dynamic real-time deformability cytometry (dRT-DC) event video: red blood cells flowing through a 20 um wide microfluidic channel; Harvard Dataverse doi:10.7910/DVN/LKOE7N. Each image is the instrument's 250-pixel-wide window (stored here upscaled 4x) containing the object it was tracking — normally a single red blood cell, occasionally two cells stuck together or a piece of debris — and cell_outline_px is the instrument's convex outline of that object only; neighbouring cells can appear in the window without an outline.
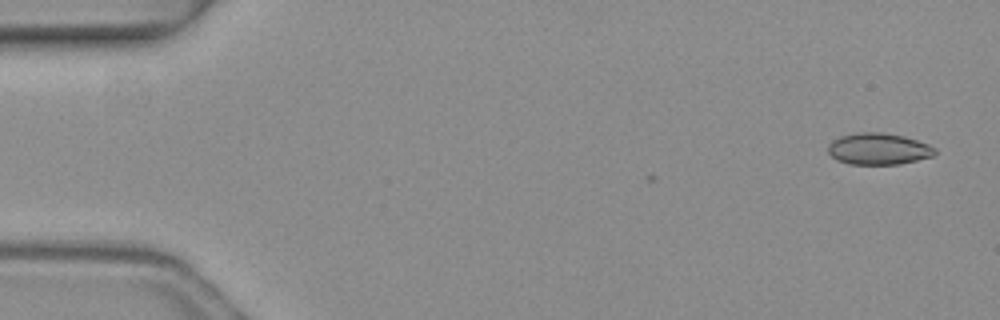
{"species": "common noctule bat (a hibernating species)", "species_latin": "Nyctalus noctula", "temperature_condition": "warm", "stored_images_in_passage": 5, "camera_frame_rate_fps": 3000, "um_per_image_px": 0.085, "animal": {"sex": "female", "body_mass_g": 19.3, "forearm_length_mm": 54.1}, "frame": {"image": 1, "passage_image": 1, "time_ms": 0.0, "image_size_px": [1000, 320], "cell_outline_px": [[936, 152], [932, 156], [900, 164], [848, 164], [836, 160], [828, 152], [828, 144], [832, 140], [840, 136], [856, 132], [884, 132], [904, 136], [928, 144], [936, 148]], "centroid_in_image_um": [74.64, 12.65], "position_along_channel_um": 10.4, "area_um2": 19.77}}
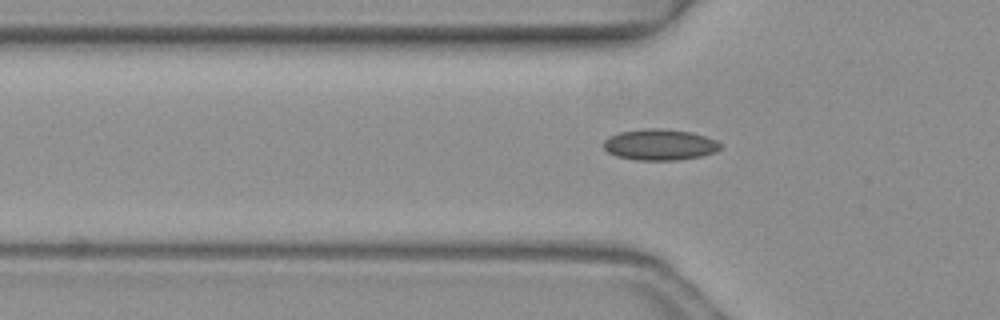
{"frame": {"image": 2, "passage_image": 4, "time_ms": 1.0, "image_size_px": [1000, 320], "cell_outline_px": [[720, 148], [716, 152], [700, 156], [676, 160], [636, 160], [616, 156], [608, 152], [604, 148], [604, 140], [608, 136], [620, 132], [644, 128], [660, 128], [692, 132], [716, 140], [720, 144]], "centroid_in_image_um": [56.06, 12.29], "position_along_channel_um": 69.7, "area_um2": 21.15}}
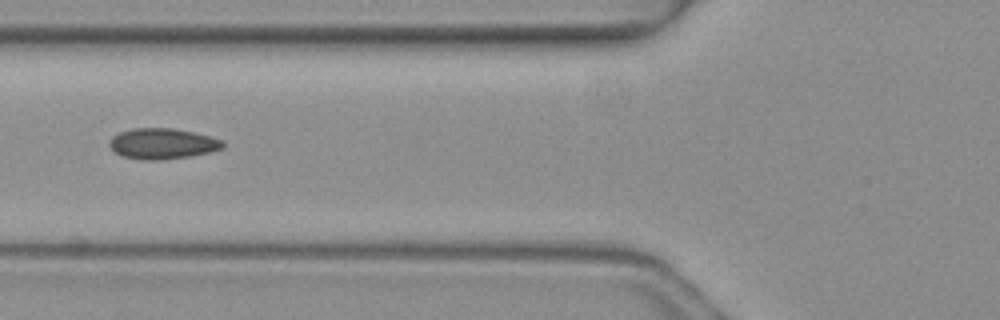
{"frame": {"image": 3, "passage_image": 5, "time_ms": 1.333, "image_size_px": [1000, 320], "cell_outline_px": [[224, 148], [212, 152], [192, 156], [160, 160], [140, 160], [120, 156], [112, 152], [108, 144], [112, 136], [120, 132], [132, 128], [172, 128], [192, 132], [208, 136], [220, 140], [224, 144]], "centroid_in_image_um": [13.75, 12.23], "position_along_channel_um": 112.0, "area_um2": 20.52}}